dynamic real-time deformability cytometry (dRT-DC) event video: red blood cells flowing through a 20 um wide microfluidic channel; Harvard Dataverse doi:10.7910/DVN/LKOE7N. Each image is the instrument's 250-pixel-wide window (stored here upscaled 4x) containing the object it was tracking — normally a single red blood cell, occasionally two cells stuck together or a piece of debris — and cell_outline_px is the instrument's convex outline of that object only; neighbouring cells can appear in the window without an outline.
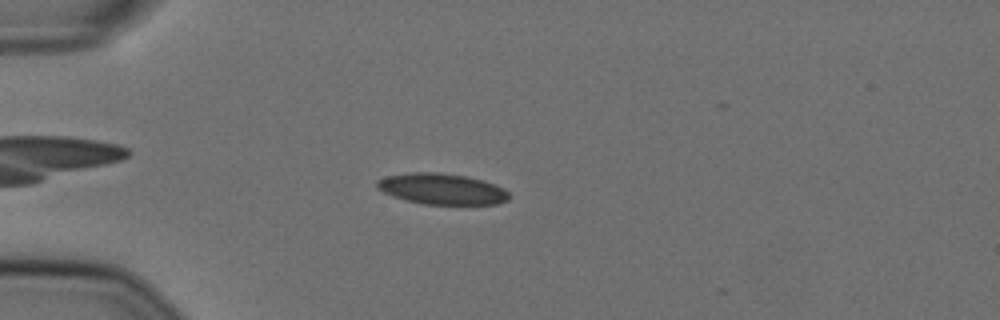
{"species": "Egyptian fruit bat (a non-hibernating species)", "species_latin": "Rousettus aegyptiacus", "temperature_condition": "cold", "stored_images_in_passage": 7, "camera_frame_rate_fps": 3000, "um_per_image_px": 0.085, "animal": {"sex": "female"}, "frame": {"image": 1, "passage_image": 6, "time_ms": 1.667, "image_size_px": [1000, 320], "cell_outline_px": [[512, 196], [508, 200], [496, 204], [424, 204], [392, 196], [376, 188], [376, 180], [384, 176], [412, 172], [436, 172], [468, 176], [484, 180], [504, 188]], "centroid_in_image_um": [37.57, 16.05], "position_along_channel_um": 47.4, "area_um2": 23.99}}